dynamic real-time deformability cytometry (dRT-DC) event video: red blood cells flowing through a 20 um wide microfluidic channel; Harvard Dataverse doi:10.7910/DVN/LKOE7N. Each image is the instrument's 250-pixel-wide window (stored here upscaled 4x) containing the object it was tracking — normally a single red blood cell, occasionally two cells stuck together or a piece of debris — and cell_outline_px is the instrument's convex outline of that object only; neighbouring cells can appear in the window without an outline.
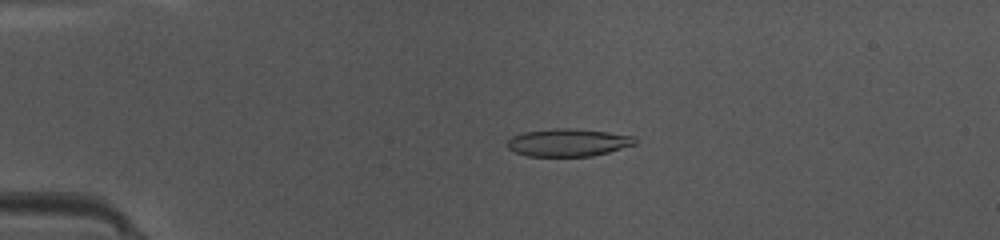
{"species": "common noctule bat (a hibernating species)", "species_latin": "Nyctalus noctula", "temperature_condition": "warm", "stored_images_in_passage": 41, "camera_frame_rate_fps": 3000, "um_per_image_px": 0.085, "animal": {"sex": "female", "body_mass_g": 10.0, "forearm_length_mm": 53.1}, "frame": {"image": 1, "passage_image": 5, "time_ms": 1.333, "image_size_px": [1000, 240], "cell_outline_px": [[636, 144], [608, 152], [592, 156], [528, 156], [516, 152], [508, 148], [508, 140], [512, 136], [524, 132], [556, 128], [572, 128], [608, 132], [632, 136], [636, 140]], "centroid_in_image_um": [48.29, 12.11], "position_along_channel_um": 36.7, "area_um2": 20.4}}
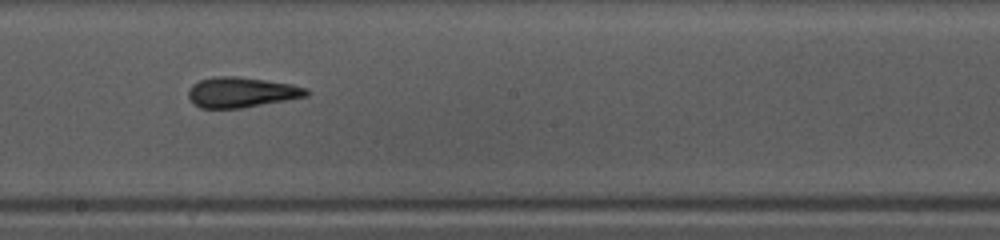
{"frame": {"image": 2, "passage_image": 21, "time_ms": 6.667, "image_size_px": [1000, 240], "cell_outline_px": [[308, 96], [240, 108], [200, 108], [188, 96], [188, 88], [192, 84], [200, 80], [216, 76], [236, 76], [292, 84], [308, 88]], "centroid_in_image_um": [20.51, 7.83], "position_along_channel_um": 227.7, "area_um2": 20.63}}
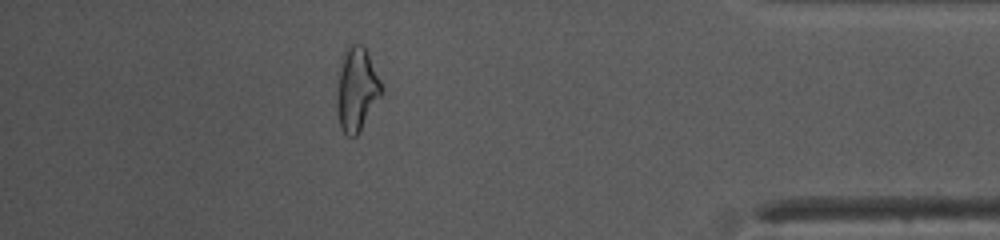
{"frame": {"image": 3, "passage_image": 36, "time_ms": 11.667, "image_size_px": [1000, 240], "cell_outline_px": [[384, 92], [360, 132], [356, 136], [348, 136], [340, 128], [336, 104], [336, 92], [340, 68], [344, 48], [348, 44], [364, 44], [368, 52], [384, 88]], "centroid_in_image_um": [30.33, 7.58], "position_along_channel_um": 404.9, "area_um2": 22.25}, "authors_computed_cell_mechanics": {"area_um2": 20.8658, "velocity_mm_per_s": 4.2517, "shape_relaxation_time_tau1_ms": 8.9531, "shape_relaxation_time_tau2_ms": 1.9588, "deformation_change_tau1": 0.2777, "deformation_change_tau2": 0.1232}}